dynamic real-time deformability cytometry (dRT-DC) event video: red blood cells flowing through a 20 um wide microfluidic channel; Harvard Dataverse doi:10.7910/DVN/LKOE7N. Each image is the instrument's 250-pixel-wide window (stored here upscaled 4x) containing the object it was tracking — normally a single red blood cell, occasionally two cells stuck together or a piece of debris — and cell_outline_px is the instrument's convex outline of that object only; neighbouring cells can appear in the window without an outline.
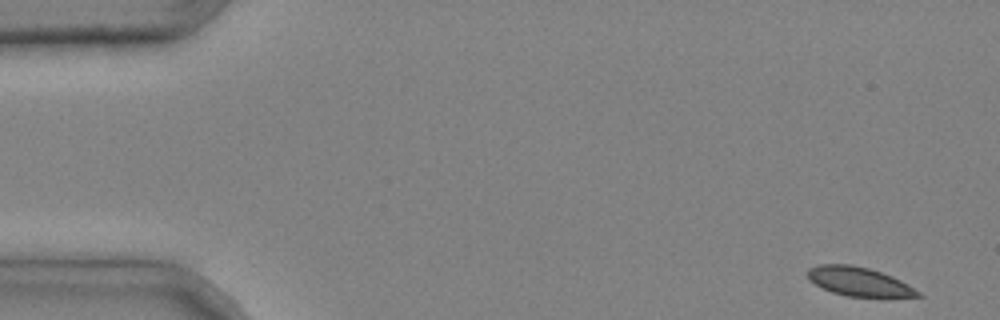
{"species": "common noctule bat (a hibernating species)", "species_latin": "Nyctalus noctula", "temperature_condition": "cold", "stored_images_in_passage": 4, "camera_frame_rate_fps": 3000, "um_per_image_px": 0.085, "animal": {"sex": "male", "body_mass_g": 20.4}, "frame": {"image": 1, "passage_image": 1, "time_ms": 0.0, "image_size_px": [1000, 320], "cell_outline_px": [[924, 296], [848, 296], [832, 292], [808, 280], [808, 268], [820, 264], [852, 264], [868, 268], [892, 276], [908, 284], [920, 292]], "centroid_in_image_um": [72.98, 23.91], "position_along_channel_um": 12.0, "area_um2": 18.26}}
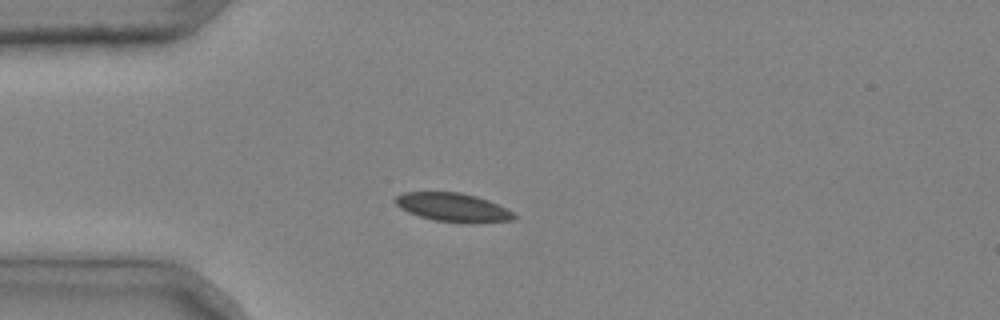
{"frame": {"image": 2, "passage_image": 3, "time_ms": 0.667, "image_size_px": [1000, 320], "cell_outline_px": [[516, 216], [512, 220], [472, 224], [432, 220], [408, 212], [400, 208], [392, 200], [396, 196], [404, 192], [460, 192], [476, 196], [488, 200], [512, 212]], "centroid_in_image_um": [38.46, 17.63], "position_along_channel_um": 46.5, "area_um2": 19.88}}